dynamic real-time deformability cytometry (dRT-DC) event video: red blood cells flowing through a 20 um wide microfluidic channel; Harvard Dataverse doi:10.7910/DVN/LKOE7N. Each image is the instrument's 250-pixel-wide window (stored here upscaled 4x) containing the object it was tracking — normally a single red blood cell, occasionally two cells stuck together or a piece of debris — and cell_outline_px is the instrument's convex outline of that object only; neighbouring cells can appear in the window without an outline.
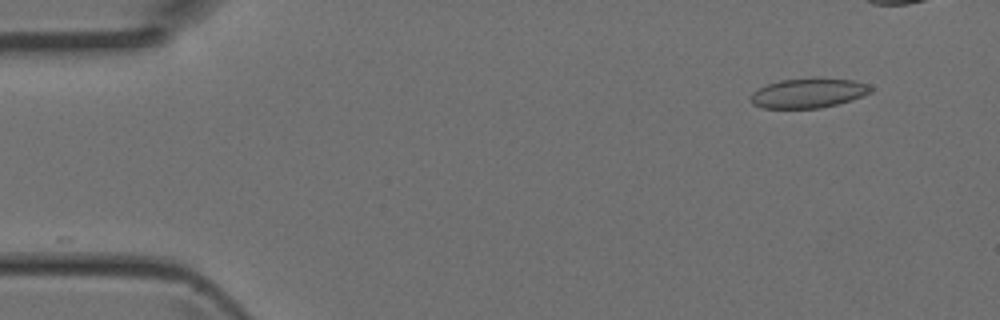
{"species": "Egyptian fruit bat (a non-hibernating species)", "species_latin": "Rousettus aegyptiacus", "temperature_condition": "room temperature", "stored_images_in_passage": 3, "camera_frame_rate_fps": 3000, "um_per_image_px": 0.085, "animal": {"sex": "female"}, "frame": {"image": 1, "passage_image": 1, "time_ms": 0.0, "image_size_px": [1000, 320], "cell_outline_px": [[872, 92], [864, 96], [852, 100], [820, 108], [764, 108], [752, 104], [748, 100], [752, 92], [756, 88], [780, 80], [812, 76], [816, 76], [852, 80], [864, 84], [872, 88]], "centroid_in_image_um": [68.67, 7.89], "position_along_channel_um": 16.3, "area_um2": 21.27}}